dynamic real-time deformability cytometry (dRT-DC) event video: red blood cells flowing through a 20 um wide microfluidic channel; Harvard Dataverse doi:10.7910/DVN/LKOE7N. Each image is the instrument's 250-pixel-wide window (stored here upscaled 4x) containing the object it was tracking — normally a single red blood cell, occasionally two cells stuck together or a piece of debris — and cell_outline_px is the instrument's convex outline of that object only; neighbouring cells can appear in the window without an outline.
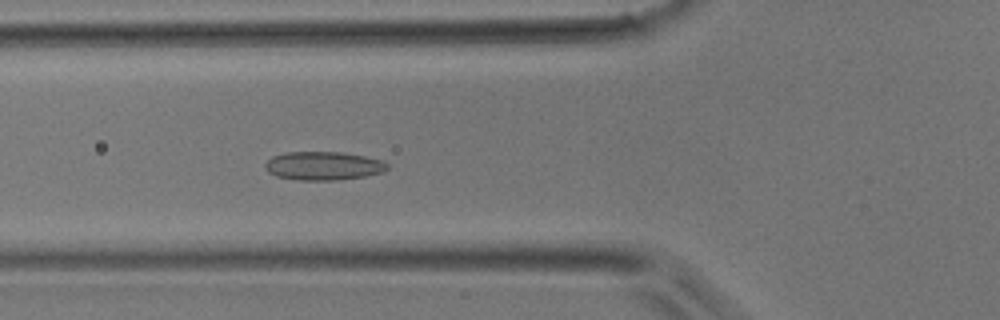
{"species": "common noctule bat (a hibernating species)", "species_latin": "Nyctalus noctula", "temperature_condition": "room temperature", "stored_images_in_passage": 43, "camera_frame_rate_fps": 3000, "um_per_image_px": 0.085, "animal": {"sex": "male", "body_mass_g": 17.9}, "frame": {"image": 1, "passage_image": 15, "time_ms": 4.667, "image_size_px": [1000, 320], "cell_outline_px": [[388, 168], [384, 172], [364, 176], [336, 180], [300, 180], [276, 176], [268, 172], [264, 168], [264, 164], [272, 156], [284, 152], [340, 152], [364, 156], [380, 160], [388, 164]], "centroid_in_image_um": [27.45, 14.09], "position_along_channel_um": 98.3, "area_um2": 20.29}}
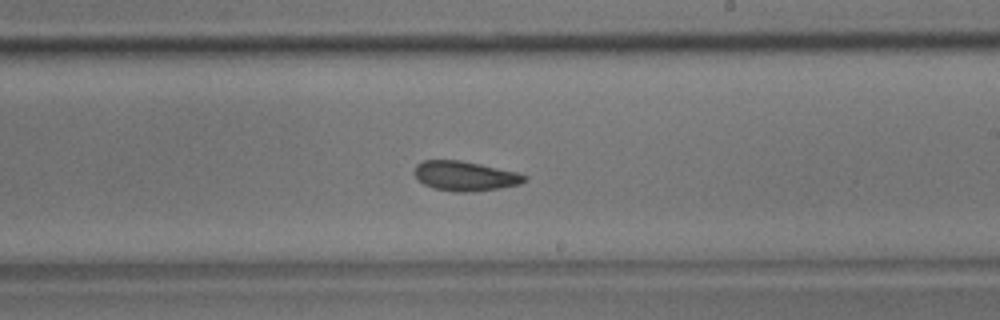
{"frame": {"image": 2, "passage_image": 25, "time_ms": 8.0, "image_size_px": [1000, 320], "cell_outline_px": [[528, 180], [520, 184], [500, 188], [472, 192], [456, 192], [436, 188], [424, 184], [412, 172], [416, 164], [424, 160], [460, 160], [480, 164], [516, 172], [528, 176]], "centroid_in_image_um": [39.54, 14.96], "position_along_channel_um": 249.5, "area_um2": 19.02}}
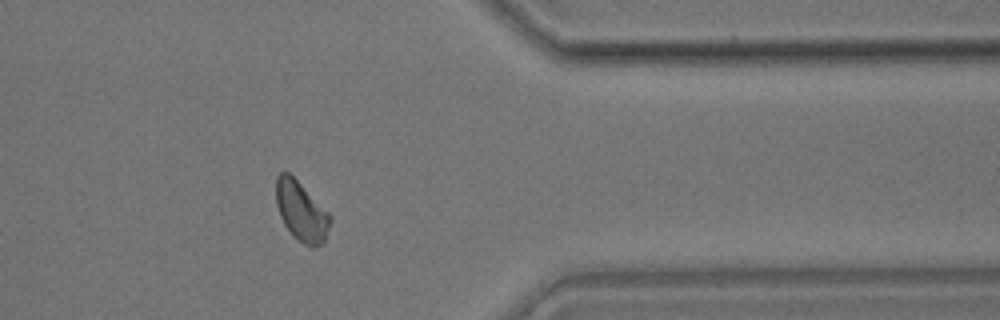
{"frame": {"image": 3, "passage_image": 35, "time_ms": 11.333, "image_size_px": [1000, 320], "cell_outline_px": [[332, 220], [324, 244], [312, 248], [304, 244], [292, 236], [284, 224], [280, 216], [276, 204], [276, 176], [280, 172], [288, 172], [332, 216]], "centroid_in_image_um": [25.62, 18.01], "position_along_channel_um": 385.8, "area_um2": 18.84}}